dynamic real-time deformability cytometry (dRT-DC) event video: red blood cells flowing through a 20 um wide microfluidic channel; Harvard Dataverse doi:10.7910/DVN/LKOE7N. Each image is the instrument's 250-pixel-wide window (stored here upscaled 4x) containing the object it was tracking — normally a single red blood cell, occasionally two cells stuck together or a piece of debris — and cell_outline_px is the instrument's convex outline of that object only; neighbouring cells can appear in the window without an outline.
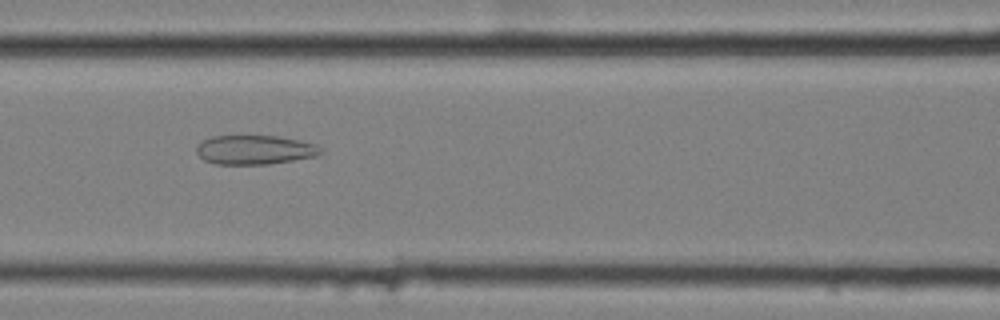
{"species": "common noctule bat (a hibernating species)", "species_latin": "Nyctalus noctula", "temperature_condition": "cold", "stored_images_in_passage": 41, "camera_frame_rate_fps": 3000, "um_per_image_px": 0.085, "animal": {"sex": "female", "body_mass_g": 25.1}, "frame": {"image": 1, "passage_image": 9, "time_ms": 2.667, "image_size_px": [1000, 320], "cell_outline_px": [[324, 152], [316, 156], [268, 164], [216, 164], [204, 160], [196, 152], [196, 148], [204, 140], [212, 136], [276, 136], [300, 140], [316, 144], [324, 148]], "centroid_in_image_um": [21.7, 12.73], "position_along_channel_um": 144.9, "area_um2": 21.1}}
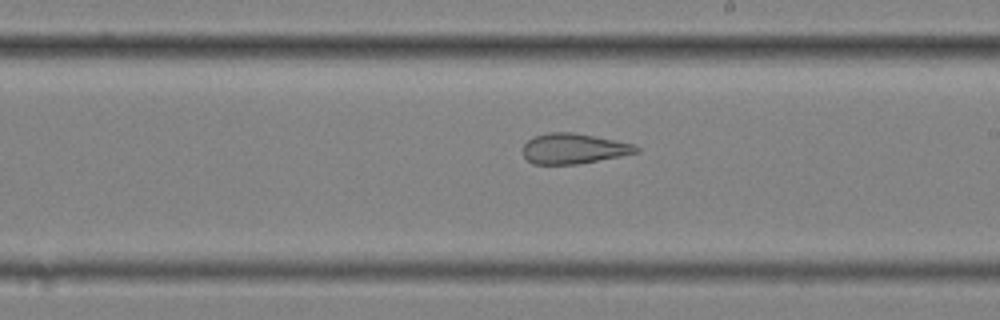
{"frame": {"image": 2, "passage_image": 17, "time_ms": 5.333, "image_size_px": [1000, 320], "cell_outline_px": [[640, 152], [620, 156], [576, 164], [532, 164], [524, 156], [524, 144], [528, 140], [536, 136], [548, 132], [572, 132], [632, 144], [640, 148]], "centroid_in_image_um": [48.74, 12.64], "position_along_channel_um": 240.3, "area_um2": 19.65}}
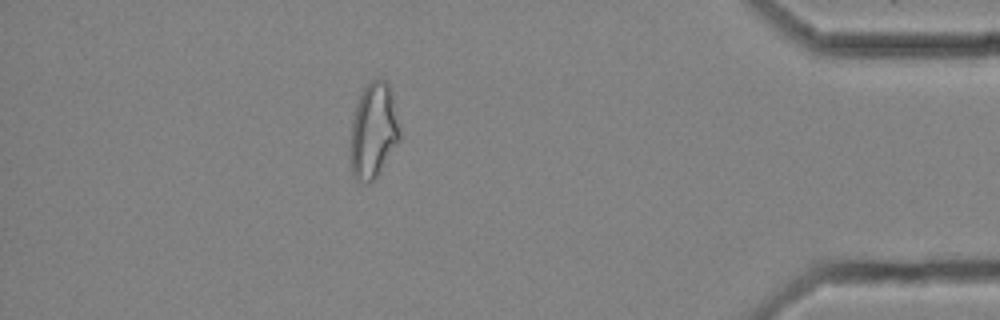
{"frame": {"image": 3, "passage_image": 34, "time_ms": 11.0, "image_size_px": [1000, 320], "cell_outline_px": [[400, 140], [380, 172], [368, 184], [360, 184], [352, 176], [352, 120], [356, 104], [364, 88], [372, 80], [388, 80], [392, 92], [400, 128]], "centroid_in_image_um": [31.77, 11.13], "position_along_channel_um": 403.4, "area_um2": 27.28}, "authors_computed_cell_mechanics": {"area_um2": 23.1778, "velocity_mm_per_s": 3.582, "shape_relaxation_time_tau1_ms": null, "shape_relaxation_time_tau2_ms": 2.6869, "deformation_change_tau1": null, "deformation_change_tau2": 0.1175}}